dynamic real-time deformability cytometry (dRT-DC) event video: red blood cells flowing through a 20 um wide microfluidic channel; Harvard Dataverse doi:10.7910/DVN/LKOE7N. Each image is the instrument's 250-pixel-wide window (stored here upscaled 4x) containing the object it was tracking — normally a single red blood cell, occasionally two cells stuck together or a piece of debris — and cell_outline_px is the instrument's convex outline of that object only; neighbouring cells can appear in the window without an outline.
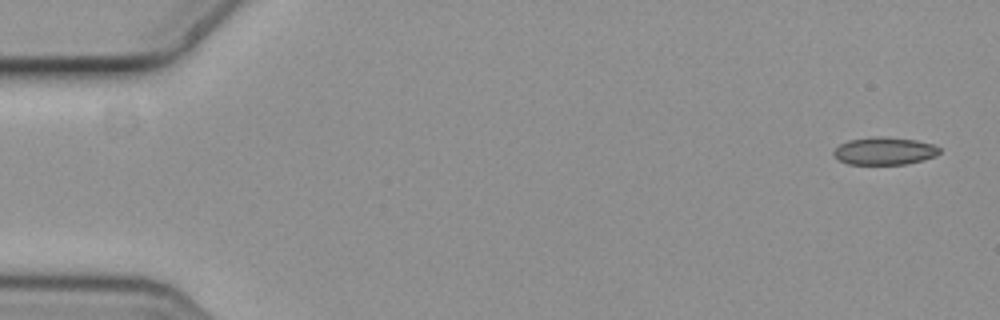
{"species": "common noctule bat (a hibernating species)", "species_latin": "Nyctalus noctula", "temperature_condition": "cold", "stored_images_in_passage": 5, "camera_frame_rate_fps": 3000, "um_per_image_px": 0.085, "animal": {"sex": "female", "body_mass_g": 19.3, "forearm_length_mm": 54.1}, "frame": {"image": 1, "passage_image": 1, "time_ms": 0.0, "image_size_px": [1000, 320], "cell_outline_px": [[940, 152], [936, 156], [924, 160], [904, 164], [848, 164], [840, 160], [832, 152], [840, 144], [848, 140], [876, 136], [884, 136], [916, 140], [932, 144], [940, 148]], "centroid_in_image_um": [75.2, 12.83], "position_along_channel_um": 9.8, "area_um2": 16.99}}